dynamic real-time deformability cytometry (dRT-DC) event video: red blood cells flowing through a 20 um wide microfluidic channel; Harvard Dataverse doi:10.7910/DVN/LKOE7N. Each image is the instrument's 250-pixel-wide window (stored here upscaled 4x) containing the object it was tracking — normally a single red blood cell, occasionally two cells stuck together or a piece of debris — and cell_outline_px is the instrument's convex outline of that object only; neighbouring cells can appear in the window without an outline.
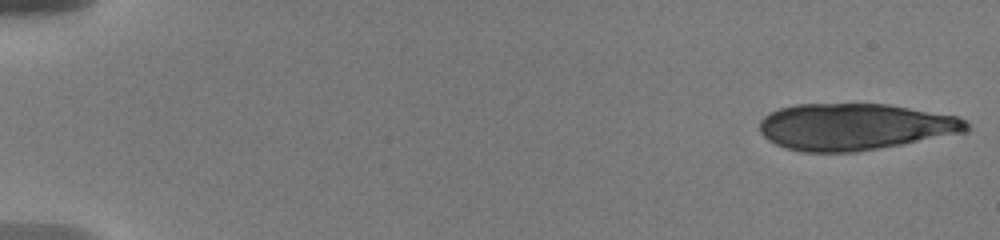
{"species": "human", "species_latin": "Homo sapiens", "temperature_condition": "warm", "stored_images_in_passage": 39, "camera_frame_rate_fps": 3000, "um_per_image_px": 0.085, "donor": {"sex": "male"}, "frame": {"image": 1, "passage_image": 1, "time_ms": 0.0, "image_size_px": [1000, 240], "cell_outline_px": [[972, 128], [968, 132], [856, 152], [804, 152], [788, 148], [776, 144], [768, 140], [760, 132], [760, 120], [764, 116], [780, 108], [796, 104], [888, 104], [956, 116], [968, 120]], "centroid_in_image_um": [72.69, 10.77], "position_along_channel_um": 12.3, "area_um2": 56.24}}
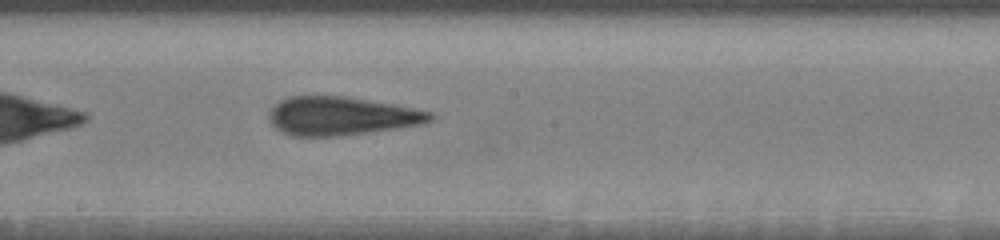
{"frame": {"image": 2, "passage_image": 17, "time_ms": 10.333, "image_size_px": [1000, 240], "cell_outline_px": [[436, 116], [432, 120], [424, 124], [400, 128], [344, 136], [292, 136], [280, 132], [272, 124], [268, 116], [268, 112], [280, 100], [288, 96], [348, 96], [396, 104], [436, 112]], "centroid_in_image_um": [29.08, 9.86], "position_along_channel_um": 219.1, "area_um2": 36.93}}
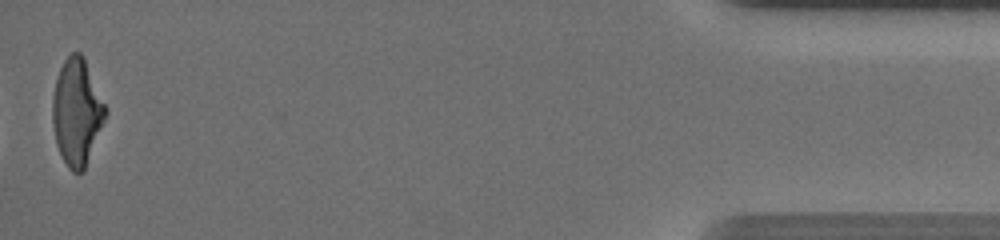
{"frame": {"image": 3, "passage_image": 39, "time_ms": 18.0, "image_size_px": [1000, 240], "cell_outline_px": [[108, 112], [84, 168], [80, 172], [72, 172], [68, 168], [56, 144], [52, 120], [52, 100], [56, 80], [60, 68], [64, 60], [72, 52], [80, 52], [84, 56], [108, 108]], "centroid_in_image_um": [6.54, 9.47], "position_along_channel_um": 428.7, "area_um2": 32.77}, "authors_computed_cell_mechanics": {"area_um2": 36.1828, "velocity_mm_per_s": 3.7035, "shape_relaxation_time_tau1_ms": 6.4024, "shape_relaxation_time_tau2_ms": 1.4665, "deformation_change_tau1": 0.2297, "deformation_change_tau2": 0.1037}}